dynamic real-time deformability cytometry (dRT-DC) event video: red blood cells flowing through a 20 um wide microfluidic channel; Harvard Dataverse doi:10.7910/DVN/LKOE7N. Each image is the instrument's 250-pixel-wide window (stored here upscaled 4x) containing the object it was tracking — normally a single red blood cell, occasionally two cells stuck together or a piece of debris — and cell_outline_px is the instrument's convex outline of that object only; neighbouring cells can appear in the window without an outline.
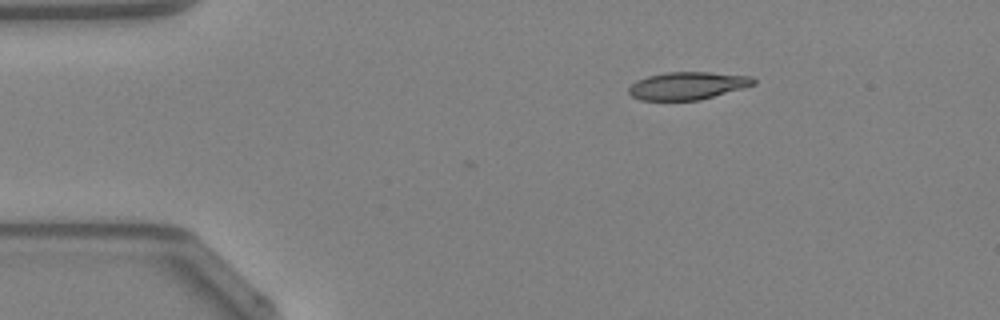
{"species": "Egyptian fruit bat (a non-hibernating species)", "species_latin": "Rousettus aegyptiacus", "temperature_condition": "warm", "stored_images_in_passage": 40, "camera_frame_rate_fps": 3000, "um_per_image_px": 0.085, "animal": {"sex": "female"}, "frame": {"image": 1, "passage_image": 1, "time_ms": 0.0, "image_size_px": [1000, 320], "cell_outline_px": [[756, 84], [744, 88], [700, 100], [640, 100], [632, 96], [628, 92], [628, 88], [636, 80], [648, 76], [664, 72], [708, 72], [752, 76], [756, 80]], "centroid_in_image_um": [58.45, 7.28], "position_along_channel_um": 26.5, "area_um2": 20.23}}
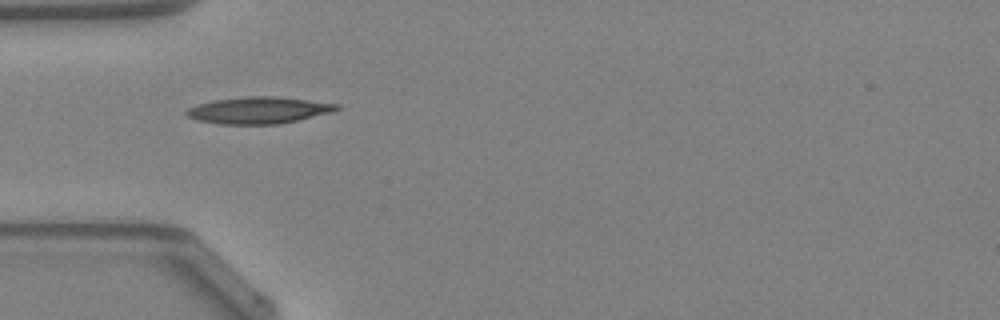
{"frame": {"image": 2, "passage_image": 8, "time_ms": 2.333, "image_size_px": [1000, 320], "cell_outline_px": [[340, 108], [332, 112], [296, 120], [276, 124], [220, 124], [200, 120], [188, 116], [184, 112], [188, 108], [196, 104], [216, 100], [244, 96], [276, 96], [340, 104]], "centroid_in_image_um": [21.98, 9.36], "position_along_channel_um": 63.0, "area_um2": 23.18}}
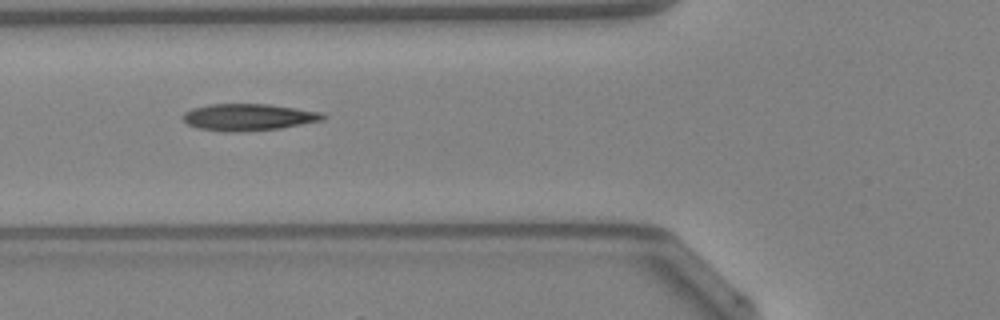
{"frame": {"image": 3, "passage_image": 11, "time_ms": 3.333, "image_size_px": [1000, 320], "cell_outline_px": [[328, 116], [324, 120], [280, 128], [232, 132], [224, 132], [196, 128], [188, 124], [184, 120], [184, 112], [192, 108], [208, 104], [268, 104], [296, 108], [320, 112]], "centroid_in_image_um": [21.11, 9.95], "position_along_channel_um": 104.7, "area_um2": 21.85}, "authors_computed_cell_mechanics": {"area_um2": 20.9814, "velocity_mm_per_s": 4.2828, "shape_relaxation_time_tau1_ms": 8.4251, "shape_relaxation_time_tau2_ms": 1.6503, "deformation_change_tau1": 0.257, "deformation_change_tau2": 0.1026}}